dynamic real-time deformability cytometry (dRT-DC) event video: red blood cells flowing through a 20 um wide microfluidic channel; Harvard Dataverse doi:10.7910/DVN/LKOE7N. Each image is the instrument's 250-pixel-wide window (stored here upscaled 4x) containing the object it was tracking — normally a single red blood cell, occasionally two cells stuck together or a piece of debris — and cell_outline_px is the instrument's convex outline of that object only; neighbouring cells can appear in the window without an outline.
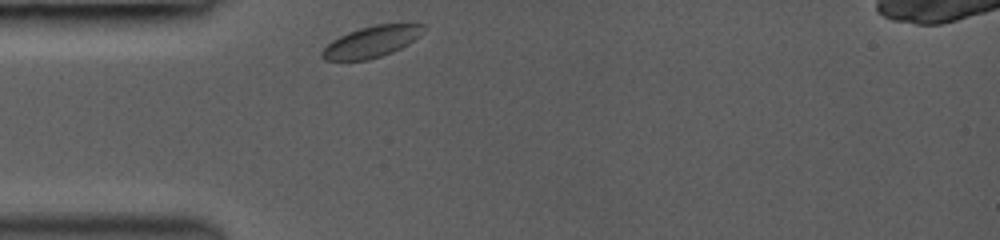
{"species": "common noctule bat (a hibernating species)", "species_latin": "Nyctalus noctula", "temperature_condition": "room temperature", "stored_images_in_passage": 33, "camera_frame_rate_fps": 3000, "um_per_image_px": 0.085, "animal": {"sex": "female", "body_mass_g": 19.0, "forearm_length_mm": 53.3}, "frame": {"image": 1, "passage_image": 1, "time_ms": 0.0, "image_size_px": [1000, 240], "cell_outline_px": [[424, 24], [420, 36], [408, 44], [392, 52], [368, 60], [324, 60], [320, 56], [320, 52], [332, 40], [348, 32], [360, 28], [376, 24]], "centroid_in_image_um": [31.54, 3.55], "position_along_channel_um": 53.5, "area_um2": 18.26}}
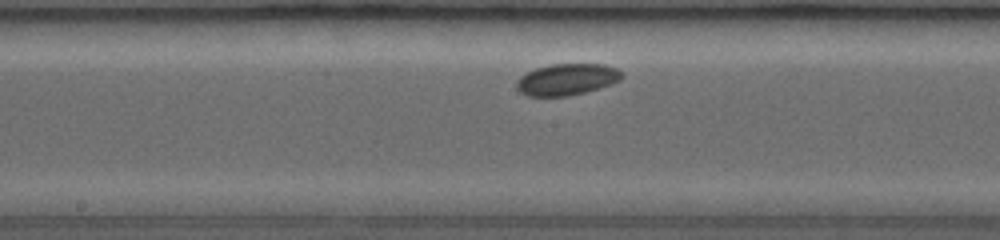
{"frame": {"image": 2, "passage_image": 17, "time_ms": 4.0, "image_size_px": [1000, 240], "cell_outline_px": [[624, 76], [620, 80], [612, 84], [584, 92], [568, 96], [528, 96], [520, 92], [516, 88], [516, 80], [520, 76], [536, 68], [552, 64], [604, 64], [616, 68]], "centroid_in_image_um": [48.17, 6.75], "position_along_channel_um": 200.0, "area_um2": 19.31}}
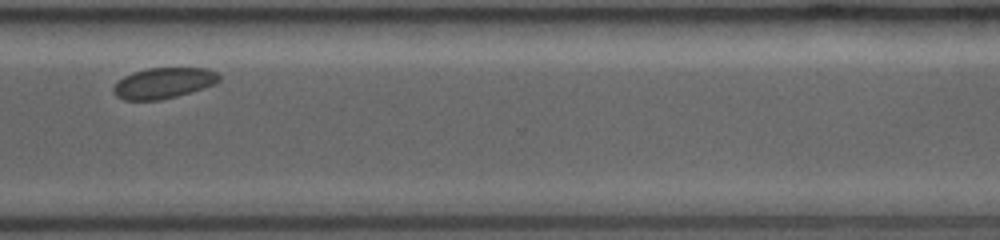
{"frame": {"image": 3, "passage_image": 32, "time_ms": 8.0, "image_size_px": [1000, 240], "cell_outline_px": [[220, 80], [216, 84], [176, 96], [160, 100], [124, 100], [116, 96], [112, 92], [112, 88], [124, 76], [132, 72], [148, 68], [208, 68], [216, 72], [220, 76]], "centroid_in_image_um": [13.9, 7.06], "position_along_channel_um": 356.7, "area_um2": 18.96}}